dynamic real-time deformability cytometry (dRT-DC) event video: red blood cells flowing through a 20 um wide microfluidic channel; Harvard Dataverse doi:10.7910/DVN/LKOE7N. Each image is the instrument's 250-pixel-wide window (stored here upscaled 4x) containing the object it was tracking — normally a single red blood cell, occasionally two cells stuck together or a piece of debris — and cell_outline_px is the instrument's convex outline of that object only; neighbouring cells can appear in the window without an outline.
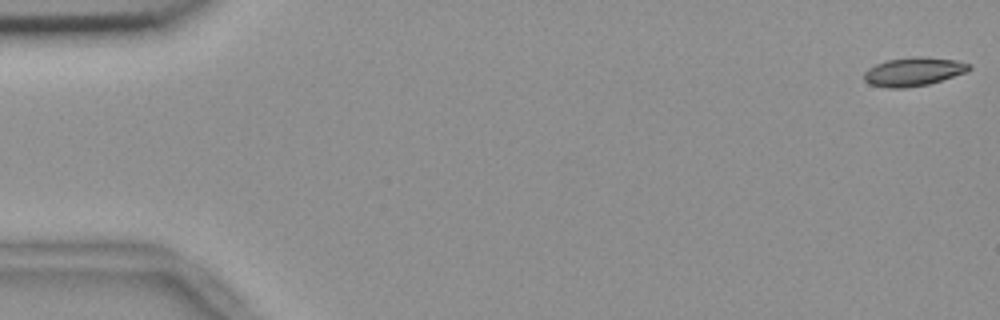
{"species": "common noctule bat (a hibernating species)", "species_latin": "Nyctalus noctula", "temperature_condition": "room temperature", "stored_images_in_passage": 4, "camera_frame_rate_fps": 3000, "um_per_image_px": 0.085, "animal": {"sex": "female", "body_mass_g": 18.4}, "frame": {"image": 1, "passage_image": 1, "time_ms": 0.0, "image_size_px": [1000, 320], "cell_outline_px": [[972, 68], [968, 72], [928, 84], [904, 88], [888, 88], [868, 84], [864, 80], [864, 72], [868, 68], [876, 64], [888, 60], [920, 56], [924, 56], [956, 60], [972, 64]], "centroid_in_image_um": [77.67, 6.09], "position_along_channel_um": 7.3, "area_um2": 17.63}}
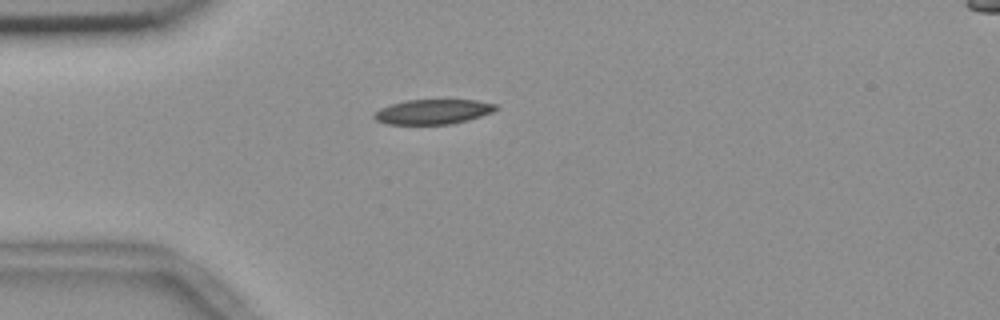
{"frame": {"image": 2, "passage_image": 4, "time_ms": 1.0, "image_size_px": [1000, 320], "cell_outline_px": [[500, 108], [492, 112], [468, 120], [452, 124], [388, 124], [376, 120], [372, 116], [380, 108], [404, 100], [476, 100], [496, 104]], "centroid_in_image_um": [36.82, 9.49], "position_along_channel_um": 48.2, "area_um2": 17.57}}